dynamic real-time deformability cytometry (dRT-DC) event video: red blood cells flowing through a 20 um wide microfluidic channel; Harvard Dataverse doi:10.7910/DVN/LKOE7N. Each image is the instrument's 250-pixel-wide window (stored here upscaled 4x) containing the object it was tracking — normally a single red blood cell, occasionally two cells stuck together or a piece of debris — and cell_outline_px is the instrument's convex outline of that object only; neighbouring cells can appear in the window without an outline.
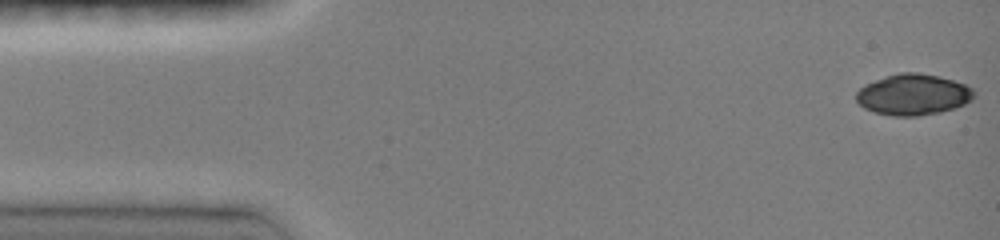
{"species": "common noctule bat (a hibernating species)", "species_latin": "Nyctalus noctula", "temperature_condition": "room temperature", "stored_images_in_passage": 46, "camera_frame_rate_fps": 3000, "um_per_image_px": 0.085, "animal": {"sex": "female", "body_mass_g": 19.0, "forearm_length_mm": 51.5}, "frame": {"image": 1, "passage_image": 1, "time_ms": 0.0, "image_size_px": [1000, 240], "cell_outline_px": [[976, 96], [972, 100], [964, 104], [940, 112], [916, 116], [892, 116], [876, 112], [864, 108], [856, 100], [856, 92], [864, 84], [900, 72], [916, 72], [936, 76], [952, 80], [964, 84], [972, 88], [976, 92]], "centroid_in_image_um": [77.62, 8.04], "position_along_channel_um": 7.4, "area_um2": 27.98}}
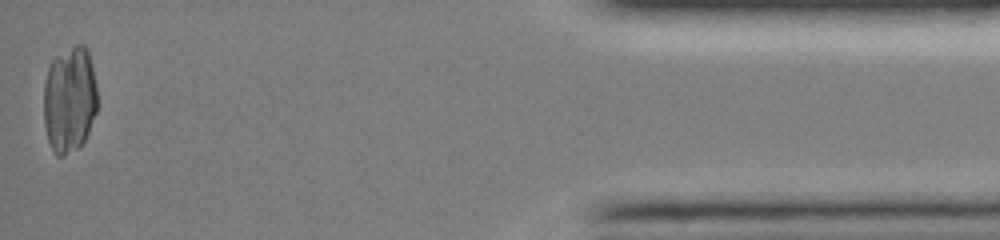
{"frame": {"image": 2, "passage_image": 46, "time_ms": 15.0, "image_size_px": [1000, 240], "cell_outline_px": [[96, 112], [88, 132], [80, 148], [64, 156], [56, 156], [48, 140], [44, 124], [44, 84], [48, 68], [52, 60], [56, 56], [76, 44], [84, 44], [88, 48], [96, 84]], "centroid_in_image_um": [5.91, 8.47], "position_along_channel_um": 429.3, "area_um2": 33.47}}